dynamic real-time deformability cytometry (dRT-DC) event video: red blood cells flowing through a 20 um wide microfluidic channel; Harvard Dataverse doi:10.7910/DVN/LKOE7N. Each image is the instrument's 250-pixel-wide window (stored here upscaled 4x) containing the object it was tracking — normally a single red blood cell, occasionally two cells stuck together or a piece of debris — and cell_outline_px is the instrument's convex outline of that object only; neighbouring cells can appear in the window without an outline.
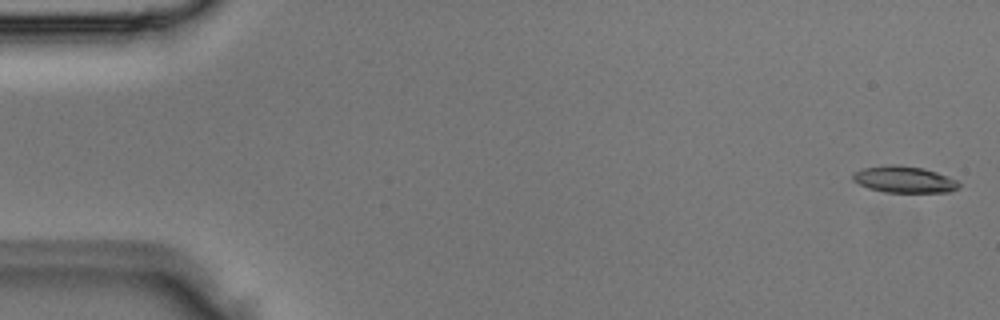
{"species": "Egyptian fruit bat (a non-hibernating species)", "species_latin": "Rousettus aegyptiacus", "temperature_condition": "room temperature", "stored_images_in_passage": 5, "camera_frame_rate_fps": 3000, "um_per_image_px": 0.085, "animal": {"sex": "male"}, "frame": {"image": 1, "passage_image": 1, "time_ms": 0.0, "image_size_px": [1000, 320], "cell_outline_px": [[960, 188], [948, 192], [884, 192], [868, 188], [852, 180], [852, 172], [864, 168], [892, 164], [924, 168], [948, 176], [956, 180], [960, 184]], "centroid_in_image_um": [76.85, 15.26], "position_along_channel_um": 8.2, "area_um2": 16.42}}
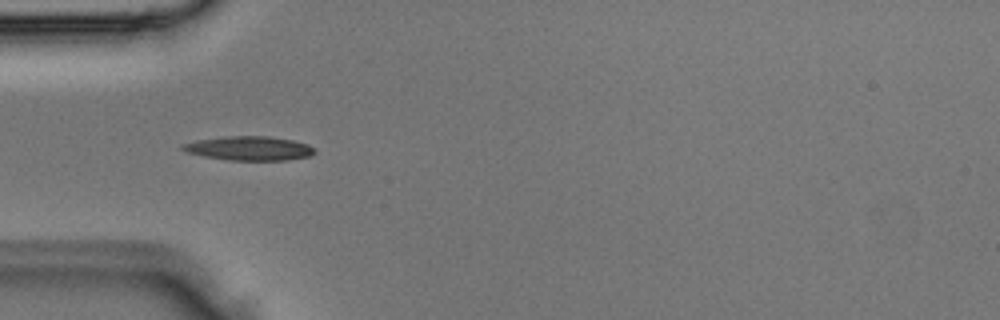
{"frame": {"image": 2, "passage_image": 4, "time_ms": 1.0, "image_size_px": [1000, 320], "cell_outline_px": [[316, 152], [308, 156], [288, 160], [228, 160], [204, 156], [188, 152], [180, 148], [180, 144], [196, 140], [224, 136], [268, 136], [292, 140], [308, 144], [316, 148]], "centroid_in_image_um": [21.18, 12.6], "position_along_channel_um": 63.8, "area_um2": 18.61}}
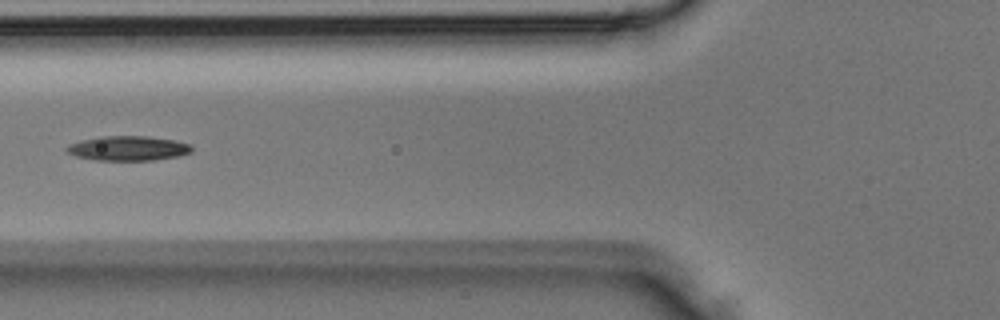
{"frame": {"image": 3, "passage_image": 5, "time_ms": 1.333, "image_size_px": [1000, 320], "cell_outline_px": [[192, 152], [180, 156], [152, 160], [96, 160], [76, 156], [64, 152], [64, 148], [68, 144], [80, 140], [100, 136], [148, 136], [176, 140], [188, 144], [192, 148]], "centroid_in_image_um": [10.84, 12.6], "position_along_channel_um": 115.0, "area_um2": 18.15}}